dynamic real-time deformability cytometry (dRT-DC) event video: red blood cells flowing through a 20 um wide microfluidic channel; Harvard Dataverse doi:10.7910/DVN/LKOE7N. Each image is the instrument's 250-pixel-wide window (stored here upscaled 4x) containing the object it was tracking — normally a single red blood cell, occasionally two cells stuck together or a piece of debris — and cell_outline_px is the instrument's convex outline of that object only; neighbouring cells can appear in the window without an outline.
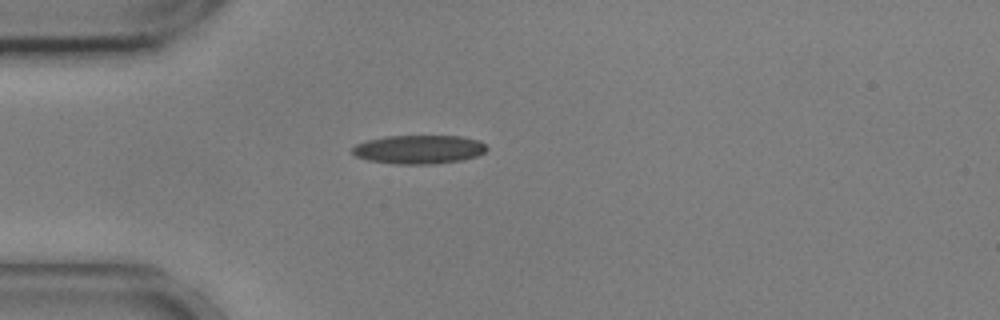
{"species": "common noctule bat (a hibernating species)", "species_latin": "Nyctalus noctula", "temperature_condition": "cold", "stored_images_in_passage": 41, "camera_frame_rate_fps": 3000, "um_per_image_px": 0.085, "animal": {"sex": "male", "body_mass_g": 17.9, "forearm_length_mm": 54.2}, "frame": {"image": 1, "passage_image": 1, "time_ms": 0.0, "image_size_px": [1000, 320], "cell_outline_px": [[488, 148], [484, 152], [476, 156], [460, 160], [432, 164], [396, 164], [368, 160], [356, 156], [352, 152], [352, 148], [356, 144], [368, 140], [384, 136], [460, 136], [480, 140]], "centroid_in_image_um": [35.6, 12.69], "position_along_channel_um": 49.4, "area_um2": 22.43}}
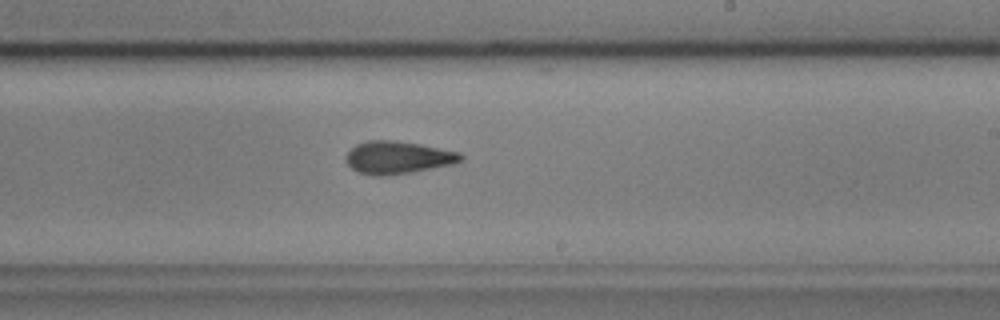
{"frame": {"image": 2, "passage_image": 19, "time_ms": 6.0, "image_size_px": [1000, 320], "cell_outline_px": [[464, 160], [452, 164], [408, 172], [384, 176], [376, 176], [360, 172], [352, 168], [348, 164], [348, 152], [356, 144], [368, 140], [392, 140], [420, 144], [460, 152], [464, 156]], "centroid_in_image_um": [33.85, 13.37], "position_along_channel_um": 255.1, "area_um2": 21.44}}
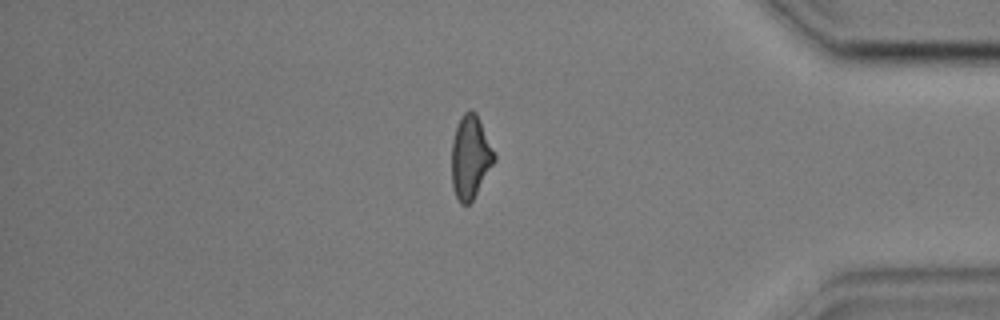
{"frame": {"image": 3, "passage_image": 33, "time_ms": 10.667, "image_size_px": [1000, 320], "cell_outline_px": [[496, 160], [472, 200], [468, 204], [460, 204], [456, 196], [452, 184], [452, 140], [456, 128], [464, 112], [468, 108], [472, 108], [476, 112], [496, 156]], "centroid_in_image_um": [39.98, 13.33], "position_along_channel_um": 395.2, "area_um2": 20.46}, "authors_computed_cell_mechanics": {"area_um2": 21.3282, "velocity_mm_per_s": 3.6114, "shape_relaxation_time_tau1_ms": 6.7036, "shape_relaxation_time_tau2_ms": 2.6763, "deformation_change_tau1": 0.1491, "deformation_change_tau2": 0.1138}}